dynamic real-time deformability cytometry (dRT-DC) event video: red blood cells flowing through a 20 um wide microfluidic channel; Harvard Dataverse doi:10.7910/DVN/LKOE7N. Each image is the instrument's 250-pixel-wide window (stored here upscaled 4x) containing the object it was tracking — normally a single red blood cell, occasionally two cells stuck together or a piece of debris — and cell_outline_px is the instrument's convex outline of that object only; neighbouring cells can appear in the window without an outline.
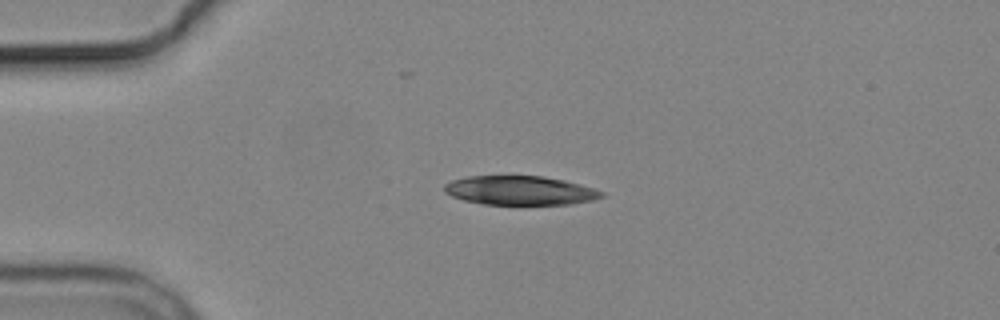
{"species": "common noctule bat (a hibernating species)", "species_latin": "Nyctalus noctula", "temperature_condition": "cold", "stored_images_in_passage": 2, "camera_frame_rate_fps": 3000, "um_per_image_px": 0.085, "animal": {"sex": "male", "body_mass_g": 19.2, "forearm_length_mm": 51.8}, "frame": {"image": 1, "passage_image": 1, "time_ms": 0.0, "image_size_px": [1000, 320], "cell_outline_px": [[604, 196], [592, 200], [572, 204], [484, 204], [464, 200], [452, 196], [444, 192], [444, 184], [452, 180], [468, 176], [544, 176], [564, 180], [580, 184], [604, 192]], "centroid_in_image_um": [44.19, 16.18], "position_along_channel_um": 40.8, "area_um2": 26.53}}